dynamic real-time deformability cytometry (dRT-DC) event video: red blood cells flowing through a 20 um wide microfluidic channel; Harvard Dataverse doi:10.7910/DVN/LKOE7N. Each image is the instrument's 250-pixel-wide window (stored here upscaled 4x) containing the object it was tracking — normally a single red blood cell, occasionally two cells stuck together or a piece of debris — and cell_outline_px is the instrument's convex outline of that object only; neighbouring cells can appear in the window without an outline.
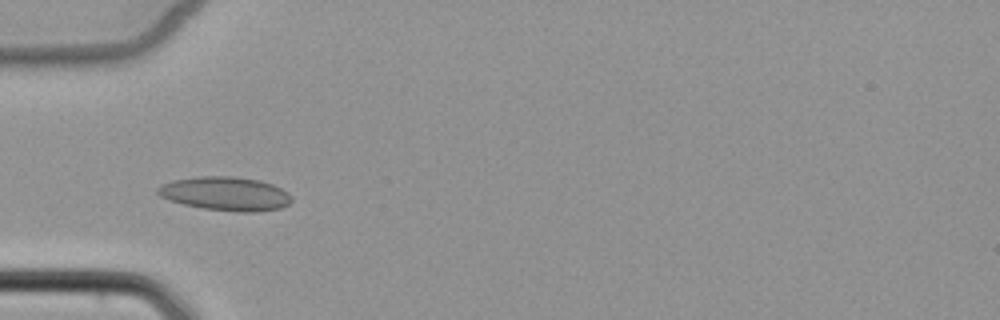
{"species": "common noctule bat (a hibernating species)", "species_latin": "Nyctalus noctula", "temperature_condition": "cold", "stored_images_in_passage": 6, "camera_frame_rate_fps": 3000, "um_per_image_px": 0.085, "animal": {"sex": "female", "body_mass_g": 22.7, "forearm_length_mm": 54.2}, "frame": {"image": 1, "passage_image": 4, "time_ms": 3.667, "image_size_px": [1000, 320], "cell_outline_px": [[292, 200], [288, 204], [280, 208], [252, 212], [236, 212], [204, 208], [184, 204], [168, 200], [160, 196], [156, 192], [156, 188], [160, 184], [172, 180], [196, 176], [236, 176], [260, 180], [272, 184], [288, 192], [292, 196]], "centroid_in_image_um": [19.14, 16.45], "position_along_channel_um": 65.9, "area_um2": 26.59}}
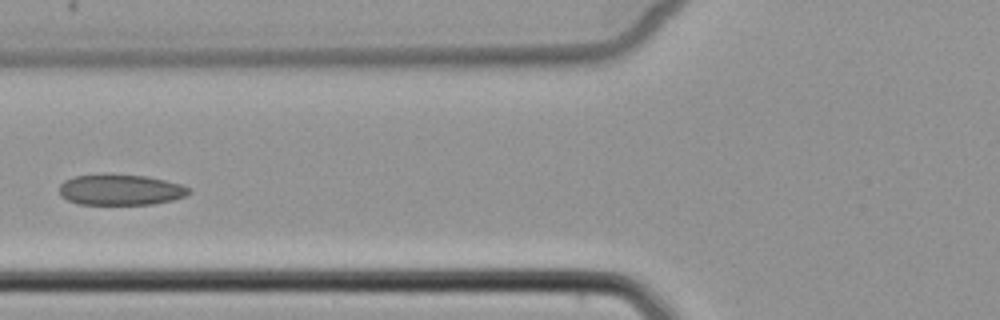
{"frame": {"image": 2, "passage_image": 5, "time_ms": 5.0, "image_size_px": [1000, 320], "cell_outline_px": [[192, 192], [184, 196], [172, 200], [152, 204], [80, 204], [68, 200], [60, 196], [60, 184], [64, 180], [72, 176], [112, 172], [148, 176], [180, 184], [192, 188]], "centroid_in_image_um": [10.23, 16.09], "position_along_channel_um": 115.6, "area_um2": 23.81}}
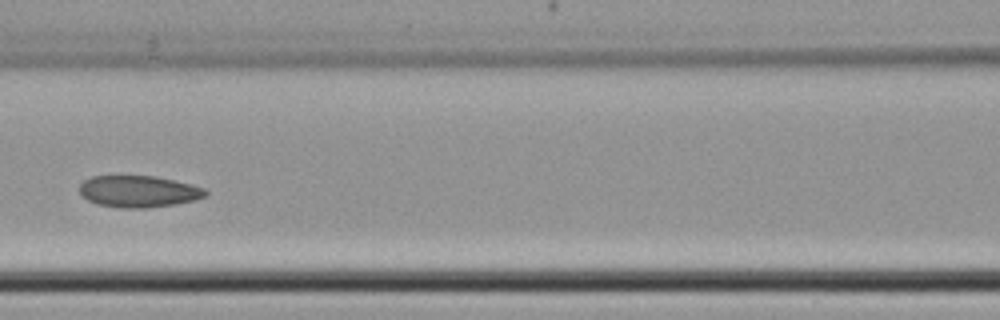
{"frame": {"image": 3, "passage_image": 6, "time_ms": 6.0, "image_size_px": [1000, 320], "cell_outline_px": [[208, 196], [196, 200], [176, 204], [144, 208], [120, 208], [96, 204], [88, 200], [80, 192], [80, 184], [84, 180], [92, 176], [156, 176], [192, 184], [204, 188], [208, 192]], "centroid_in_image_um": [11.82, 16.27], "position_along_channel_um": 154.8, "area_um2": 23.41}}